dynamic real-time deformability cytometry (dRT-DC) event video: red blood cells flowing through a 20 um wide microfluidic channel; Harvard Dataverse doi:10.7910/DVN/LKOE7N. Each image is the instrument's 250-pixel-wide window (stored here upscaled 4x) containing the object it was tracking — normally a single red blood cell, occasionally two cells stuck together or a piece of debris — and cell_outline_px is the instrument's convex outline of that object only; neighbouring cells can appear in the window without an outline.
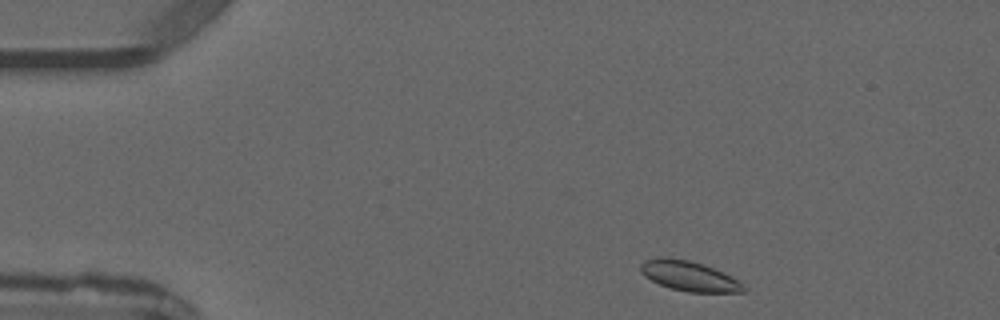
{"species": "common noctule bat (a hibernating species)", "species_latin": "Nyctalus noctula", "temperature_condition": "warm", "stored_images_in_passage": 3, "camera_frame_rate_fps": 3000, "um_per_image_px": 0.085, "animal": {"sex": "male", "forearm_length_mm": 52.5}, "frame": {"image": 1, "passage_image": 1, "time_ms": 0.0, "image_size_px": [1000, 320], "cell_outline_px": [[748, 288], [744, 292], [688, 292], [672, 288], [660, 284], [644, 276], [640, 272], [640, 264], [644, 260], [668, 256], [688, 260], [704, 264], [724, 272], [744, 284]], "centroid_in_image_um": [58.59, 23.45], "position_along_channel_um": 26.4, "area_um2": 18.09}}